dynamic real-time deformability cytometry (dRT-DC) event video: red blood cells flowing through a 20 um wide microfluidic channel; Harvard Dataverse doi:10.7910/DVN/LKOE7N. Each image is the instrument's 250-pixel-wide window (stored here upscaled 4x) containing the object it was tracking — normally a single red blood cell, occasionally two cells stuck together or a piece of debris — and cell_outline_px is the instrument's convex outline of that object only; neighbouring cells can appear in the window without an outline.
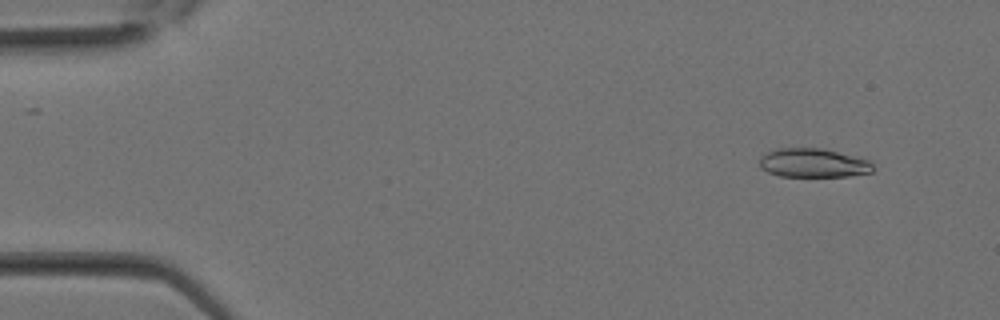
{"species": "Egyptian fruit bat (a non-hibernating species)", "species_latin": "Rousettus aegyptiacus", "temperature_condition": "room temperature", "stored_images_in_passage": 19, "camera_frame_rate_fps": 3000, "um_per_image_px": 0.085, "animal": {"sex": "female"}, "frame": {"image": 1, "passage_image": 3, "time_ms": 0.667, "image_size_px": [1000, 320], "cell_outline_px": [[876, 168], [872, 172], [848, 176], [780, 176], [768, 172], [760, 168], [760, 156], [776, 148], [824, 148], [872, 160]], "centroid_in_image_um": [69.18, 13.84], "position_along_channel_um": 15.8, "area_um2": 19.42}}
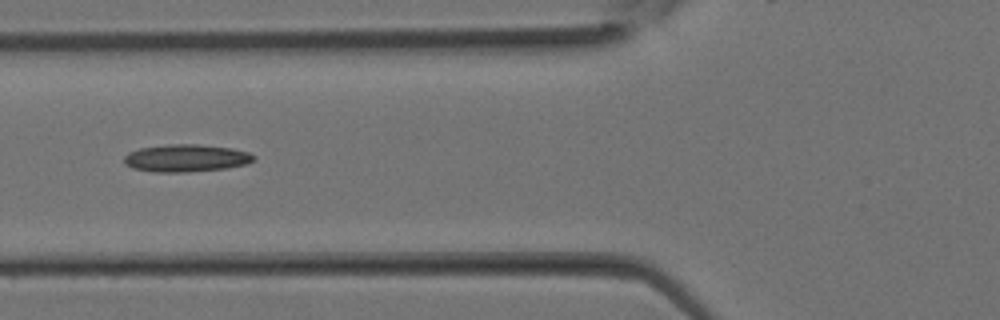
{"frame": {"image": 2, "passage_image": 12, "time_ms": 3.667, "image_size_px": [1000, 320], "cell_outline_px": [[256, 160], [244, 164], [228, 168], [188, 172], [156, 172], [132, 168], [124, 164], [124, 156], [128, 152], [140, 148], [168, 144], [200, 144], [232, 148], [248, 152], [256, 156]], "centroid_in_image_um": [15.82, 13.43], "position_along_channel_um": 110.0, "area_um2": 20.92}}
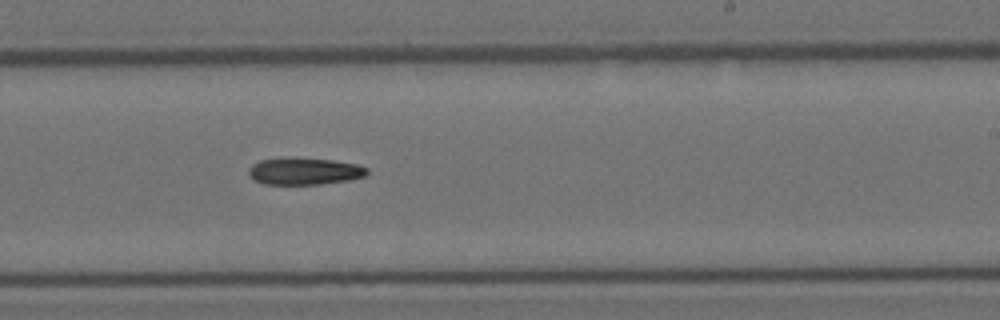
{"frame": {"image": 3, "passage_image": 19, "time_ms": 6.0, "image_size_px": [1000, 320], "cell_outline_px": [[368, 172], [364, 176], [352, 180], [320, 184], [264, 184], [256, 180], [248, 172], [248, 168], [252, 164], [260, 160], [284, 156], [296, 156], [332, 160], [356, 164], [368, 168]], "centroid_in_image_um": [25.87, 14.52], "position_along_channel_um": 263.1, "area_um2": 19.02}}